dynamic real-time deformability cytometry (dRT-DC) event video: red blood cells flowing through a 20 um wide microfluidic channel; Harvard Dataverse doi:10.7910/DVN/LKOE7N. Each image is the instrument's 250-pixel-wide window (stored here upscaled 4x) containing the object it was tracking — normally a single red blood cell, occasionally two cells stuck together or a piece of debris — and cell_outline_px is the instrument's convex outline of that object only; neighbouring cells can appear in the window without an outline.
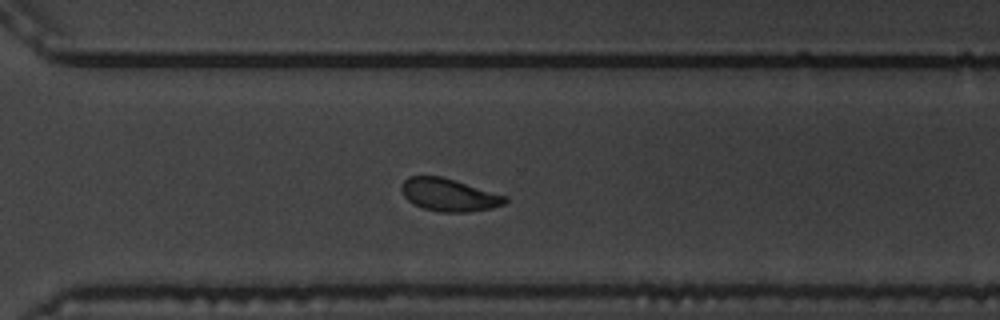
{"species": "common noctule bat (a hibernating species)", "species_latin": "Nyctalus noctula", "temperature_condition": "warm", "stored_images_in_passage": 9, "camera_frame_rate_fps": 3000, "um_per_image_px": 0.085, "animal": {"sex": "male", "body_mass_g": 19.5, "forearm_length_mm": 54.6}, "frame": {"image": 1, "passage_image": 9, "time_ms": 2.667, "image_size_px": [1000, 320], "cell_outline_px": [[508, 200], [504, 204], [492, 208], [468, 212], [440, 212], [424, 208], [408, 200], [404, 196], [400, 188], [400, 184], [408, 176], [440, 176], [508, 196]], "centroid_in_image_um": [38.16, 16.56], "position_along_channel_um": 332.4, "area_um2": 19.65}}